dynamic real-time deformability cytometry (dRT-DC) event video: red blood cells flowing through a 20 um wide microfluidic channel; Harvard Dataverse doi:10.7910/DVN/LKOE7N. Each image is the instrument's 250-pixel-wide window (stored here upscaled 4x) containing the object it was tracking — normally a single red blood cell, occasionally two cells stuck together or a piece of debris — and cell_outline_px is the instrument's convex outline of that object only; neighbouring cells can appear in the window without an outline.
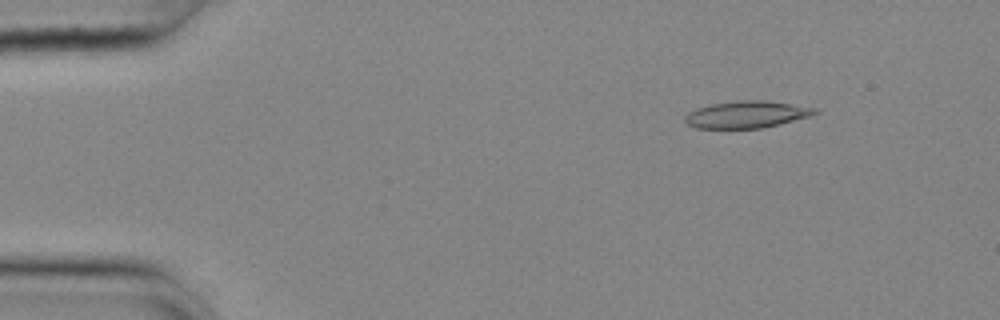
{"species": "common noctule bat (a hibernating species)", "species_latin": "Nyctalus noctula", "temperature_condition": "cold", "stored_images_in_passage": 55, "camera_frame_rate_fps": 3000, "um_per_image_px": 0.085, "animal": {"sex": "female", "body_mass_g": 25.1}, "frame": {"image": 1, "passage_image": 7, "time_ms": 2.0, "image_size_px": [1000, 320], "cell_outline_px": [[820, 112], [812, 116], [764, 128], [696, 128], [688, 124], [684, 120], [684, 116], [688, 112], [696, 108], [712, 104], [736, 100], [760, 100], [820, 108]], "centroid_in_image_um": [63.5, 9.73], "position_along_channel_um": 21.5, "area_um2": 20.58}}
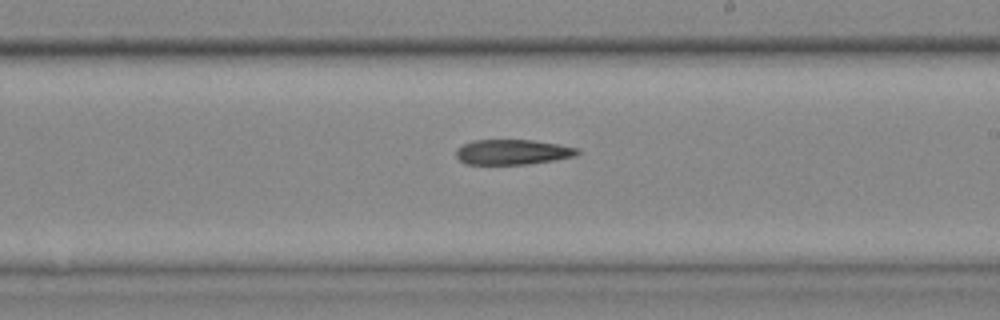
{"frame": {"image": 2, "passage_image": 32, "time_ms": 10.333, "image_size_px": [1000, 320], "cell_outline_px": [[580, 152], [576, 156], [556, 160], [528, 164], [464, 164], [456, 156], [456, 148], [472, 140], [532, 140], [560, 144], [580, 148]], "centroid_in_image_um": [43.6, 12.92], "position_along_channel_um": 245.4, "area_um2": 17.98}}
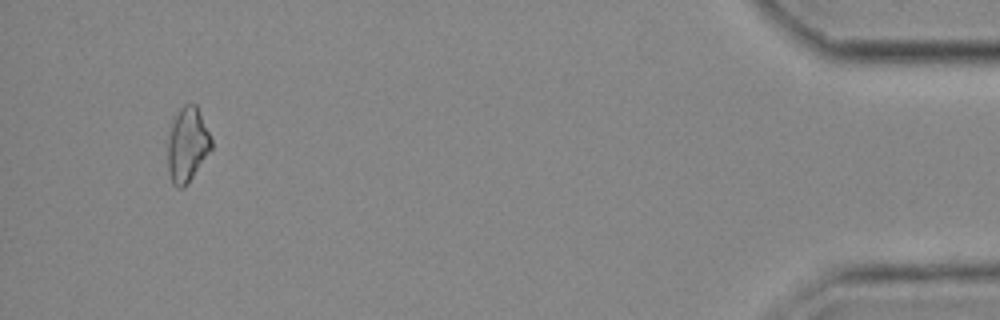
{"frame": {"image": 3, "passage_image": 52, "time_ms": 17.0, "image_size_px": [1000, 320], "cell_outline_px": [[212, 148], [188, 184], [184, 188], [176, 188], [172, 184], [168, 168], [168, 140], [172, 124], [180, 108], [184, 104], [196, 104], [212, 140]], "centroid_in_image_um": [15.92, 12.35], "position_along_channel_um": 419.3, "area_um2": 18.79}}